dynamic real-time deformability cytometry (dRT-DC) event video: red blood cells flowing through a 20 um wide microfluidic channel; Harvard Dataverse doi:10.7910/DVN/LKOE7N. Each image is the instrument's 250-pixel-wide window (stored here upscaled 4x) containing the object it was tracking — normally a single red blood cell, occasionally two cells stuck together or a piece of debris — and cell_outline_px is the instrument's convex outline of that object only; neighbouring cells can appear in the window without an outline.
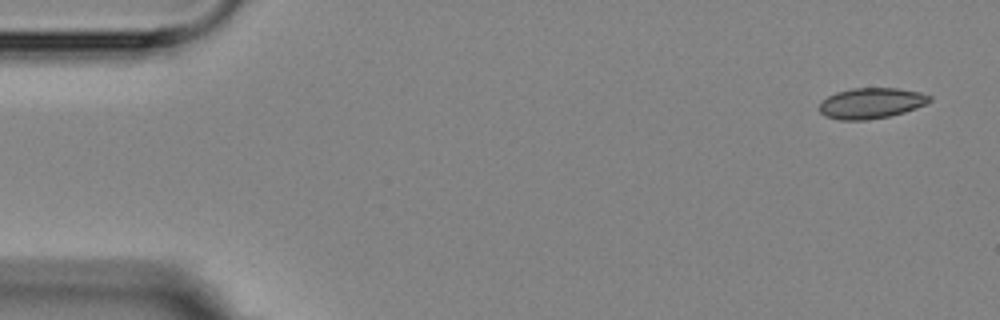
{"species": "Egyptian fruit bat (a non-hibernating species)", "species_latin": "Rousettus aegyptiacus", "temperature_condition": "room temperature", "stored_images_in_passage": 6, "camera_frame_rate_fps": 3000, "um_per_image_px": 0.085, "animal": {"sex": "female"}, "frame": {"image": 1, "passage_image": 1, "time_ms": 0.0, "image_size_px": [1000, 320], "cell_outline_px": [[932, 100], [916, 108], [904, 112], [888, 116], [868, 120], [840, 120], [824, 116], [820, 112], [820, 100], [836, 92], [852, 88], [896, 88], [920, 92], [932, 96]], "centroid_in_image_um": [74.03, 8.77], "position_along_channel_um": 11.0, "area_um2": 19.77}}